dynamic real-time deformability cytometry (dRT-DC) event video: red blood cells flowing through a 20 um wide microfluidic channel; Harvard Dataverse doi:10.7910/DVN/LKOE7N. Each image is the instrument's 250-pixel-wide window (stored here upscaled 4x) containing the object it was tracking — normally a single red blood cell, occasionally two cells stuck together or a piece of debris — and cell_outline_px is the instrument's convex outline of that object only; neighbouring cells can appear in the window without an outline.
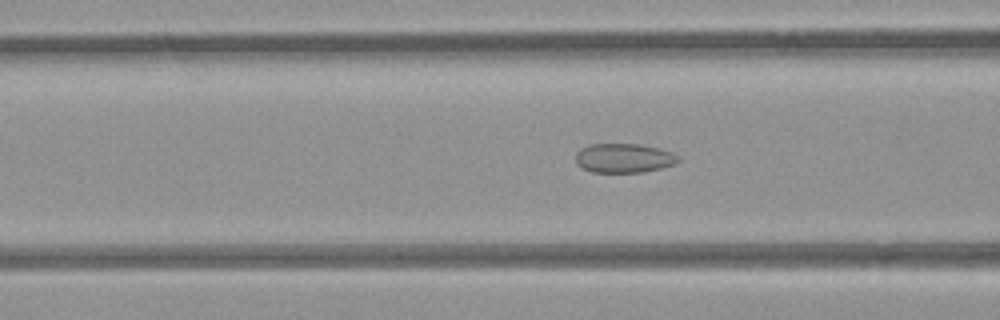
{"species": "common noctule bat (a hibernating species)", "species_latin": "Nyctalus noctula", "temperature_condition": "room temperature", "stored_images_in_passage": 50, "camera_frame_rate_fps": 3000, "um_per_image_px": 0.085, "animal": {"sex": "female", "body_mass_g": 21.9}, "frame": {"image": 1, "passage_image": 20, "time_ms": 6.333, "image_size_px": [1000, 320], "cell_outline_px": [[680, 160], [676, 164], [644, 172], [592, 172], [576, 164], [576, 152], [580, 148], [588, 144], [640, 144], [672, 152], [680, 156]], "centroid_in_image_um": [53.03, 13.43], "position_along_channel_um": 113.6, "area_um2": 17.57}}
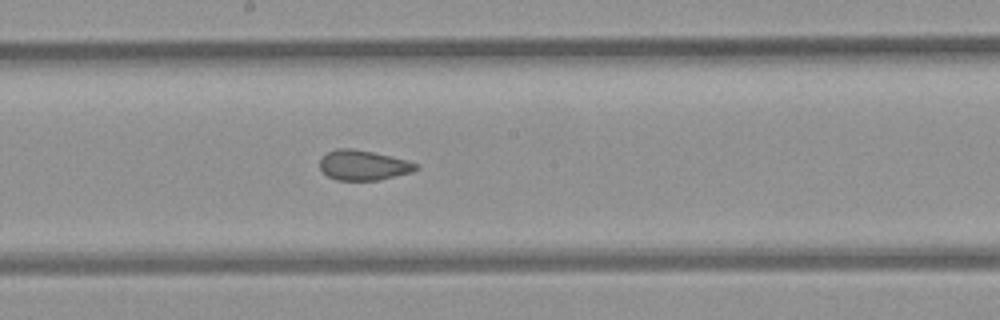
{"frame": {"image": 2, "passage_image": 28, "time_ms": 9.0, "image_size_px": [1000, 320], "cell_outline_px": [[420, 168], [412, 172], [380, 180], [336, 180], [328, 176], [320, 168], [320, 156], [336, 148], [352, 148], [372, 152], [404, 160], [416, 164]], "centroid_in_image_um": [30.84, 14.05], "position_along_channel_um": 217.4, "area_um2": 16.7}}
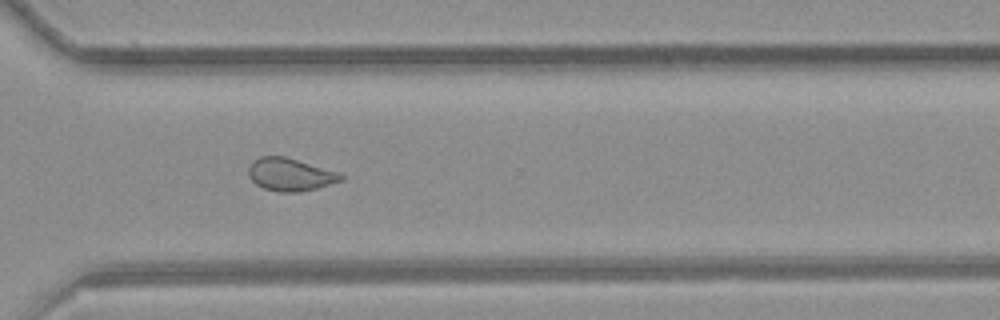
{"frame": {"image": 3, "passage_image": 38, "time_ms": 12.333, "image_size_px": [1000, 320], "cell_outline_px": [[344, 180], [316, 188], [296, 192], [280, 192], [264, 188], [256, 184], [248, 176], [248, 168], [252, 160], [260, 156], [284, 156], [336, 172], [344, 176]], "centroid_in_image_um": [24.61, 14.83], "position_along_channel_um": 346.0, "area_um2": 17.4}}